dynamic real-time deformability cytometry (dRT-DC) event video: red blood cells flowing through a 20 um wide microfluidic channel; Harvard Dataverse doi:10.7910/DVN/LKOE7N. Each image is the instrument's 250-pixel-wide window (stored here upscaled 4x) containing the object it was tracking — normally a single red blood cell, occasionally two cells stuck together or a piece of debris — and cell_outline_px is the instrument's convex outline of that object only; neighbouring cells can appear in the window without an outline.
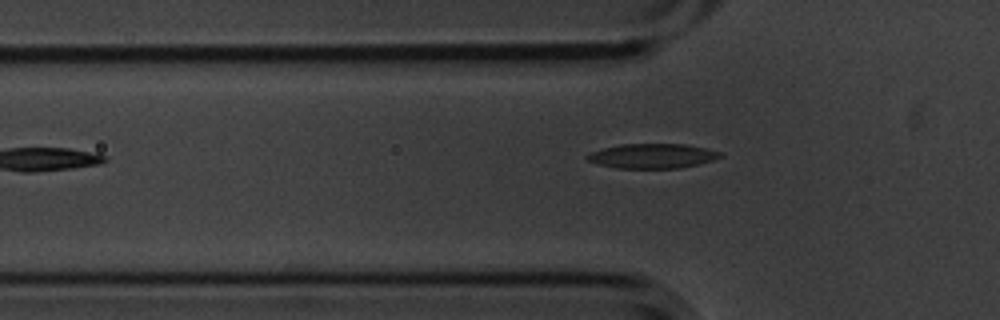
{"species": "common noctule bat (a hibernating species)", "species_latin": "Nyctalus noctula", "temperature_condition": "cold", "stored_images_in_passage": 3, "camera_frame_rate_fps": 3000, "um_per_image_px": 0.085, "animal": {"sex": "male", "body_mass_g": 20.1, "forearm_length_mm": 53.5}, "frame": {"image": 1, "passage_image": 3, "time_ms": 0.667, "image_size_px": [1000, 320], "cell_outline_px": [[724, 156], [700, 164], [680, 168], [616, 168], [596, 164], [588, 160], [584, 156], [588, 152], [620, 144], [688, 144], [720, 152]], "centroid_in_image_um": [55.42, 13.26], "position_along_channel_um": 70.4, "area_um2": 19.25}}